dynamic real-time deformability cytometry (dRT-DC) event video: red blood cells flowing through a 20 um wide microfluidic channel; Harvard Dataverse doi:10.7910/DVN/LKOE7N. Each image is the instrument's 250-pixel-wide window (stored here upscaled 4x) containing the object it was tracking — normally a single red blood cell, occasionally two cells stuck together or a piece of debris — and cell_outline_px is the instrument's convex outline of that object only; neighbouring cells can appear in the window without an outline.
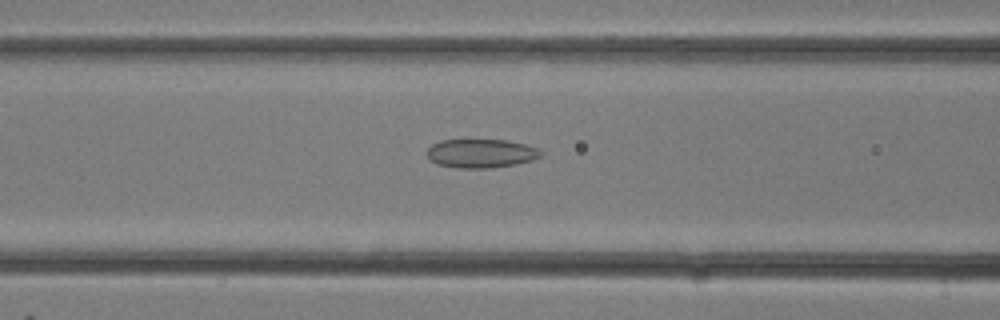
{"species": "common noctule bat (a hibernating species)", "species_latin": "Nyctalus noctula", "temperature_condition": "room temperature", "stored_images_in_passage": 9, "camera_frame_rate_fps": 3000, "um_per_image_px": 0.085, "animal": {"sex": "female"}, "frame": {"image": 1, "passage_image": 5, "time_ms": 1.333, "image_size_px": [1000, 320], "cell_outline_px": [[544, 152], [540, 156], [532, 160], [516, 164], [492, 168], [456, 168], [436, 164], [428, 160], [424, 152], [432, 144], [440, 140], [504, 140], [524, 144], [536, 148]], "centroid_in_image_um": [40.81, 13.05], "position_along_channel_um": 125.8, "area_um2": 19.31}}
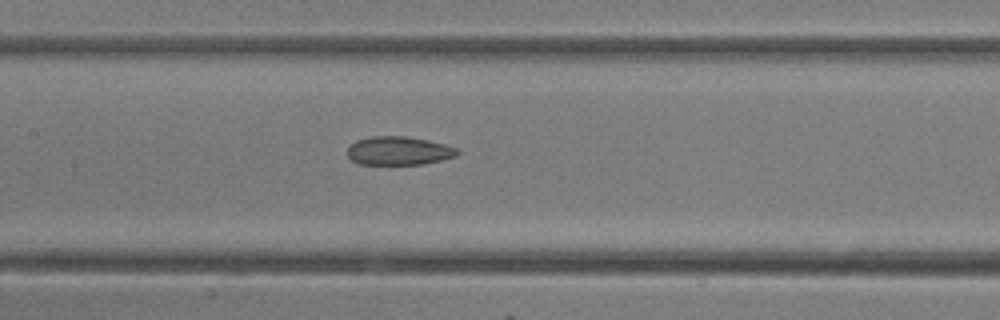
{"frame": {"image": 2, "passage_image": 7, "time_ms": 2.0, "image_size_px": [1000, 320], "cell_outline_px": [[460, 152], [456, 156], [440, 160], [420, 164], [360, 164], [352, 160], [348, 156], [348, 148], [356, 140], [368, 136], [408, 136], [428, 140], [444, 144], [456, 148]], "centroid_in_image_um": [33.88, 12.8], "position_along_channel_um": 173.5, "area_um2": 18.21}}
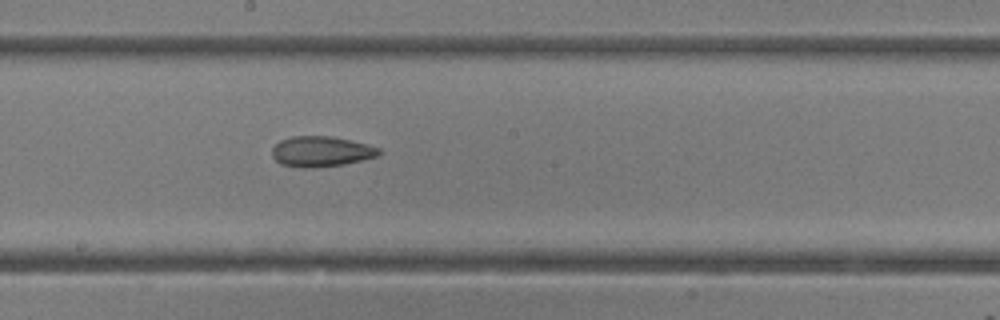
{"frame": {"image": 3, "passage_image": 9, "time_ms": 2.667, "image_size_px": [1000, 320], "cell_outline_px": [[384, 152], [376, 156], [344, 164], [312, 168], [300, 168], [280, 164], [272, 156], [272, 148], [280, 140], [292, 136], [332, 136], [352, 140], [368, 144], [380, 148]], "centroid_in_image_um": [27.3, 12.87], "position_along_channel_um": 220.9, "area_um2": 19.13}}